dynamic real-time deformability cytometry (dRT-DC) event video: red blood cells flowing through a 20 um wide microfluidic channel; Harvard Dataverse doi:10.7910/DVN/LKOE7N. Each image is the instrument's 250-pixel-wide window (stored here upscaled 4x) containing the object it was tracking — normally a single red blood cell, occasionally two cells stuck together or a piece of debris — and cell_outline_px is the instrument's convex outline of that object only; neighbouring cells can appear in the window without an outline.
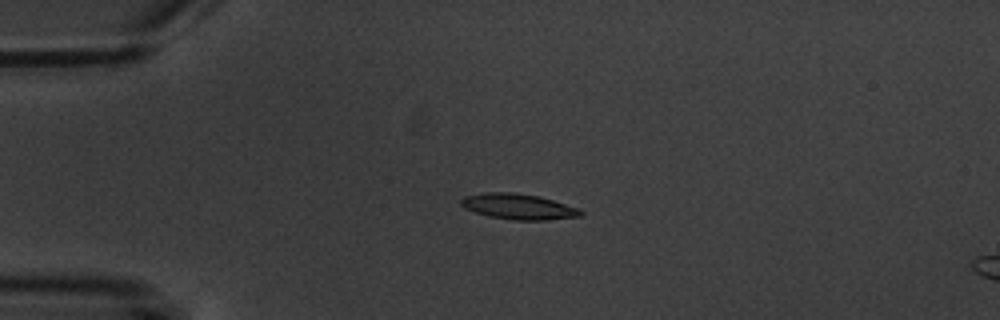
{"species": "common noctule bat (a hibernating species)", "species_latin": "Nyctalus noctula", "temperature_condition": "warm", "stored_images_in_passage": 5, "camera_frame_rate_fps": 3000, "um_per_image_px": 0.085, "animal": {"sex": "male", "body_mass_g": 20.1, "forearm_length_mm": 53.5}, "frame": {"image": 1, "passage_image": 3, "time_ms": 2.333, "image_size_px": [1000, 320], "cell_outline_px": [[584, 212], [580, 216], [544, 220], [512, 220], [488, 216], [464, 208], [460, 204], [460, 200], [464, 196], [484, 192], [512, 192], [540, 196], [580, 208]], "centroid_in_image_um": [44.06, 17.55], "position_along_channel_um": 40.9, "area_um2": 17.98}}